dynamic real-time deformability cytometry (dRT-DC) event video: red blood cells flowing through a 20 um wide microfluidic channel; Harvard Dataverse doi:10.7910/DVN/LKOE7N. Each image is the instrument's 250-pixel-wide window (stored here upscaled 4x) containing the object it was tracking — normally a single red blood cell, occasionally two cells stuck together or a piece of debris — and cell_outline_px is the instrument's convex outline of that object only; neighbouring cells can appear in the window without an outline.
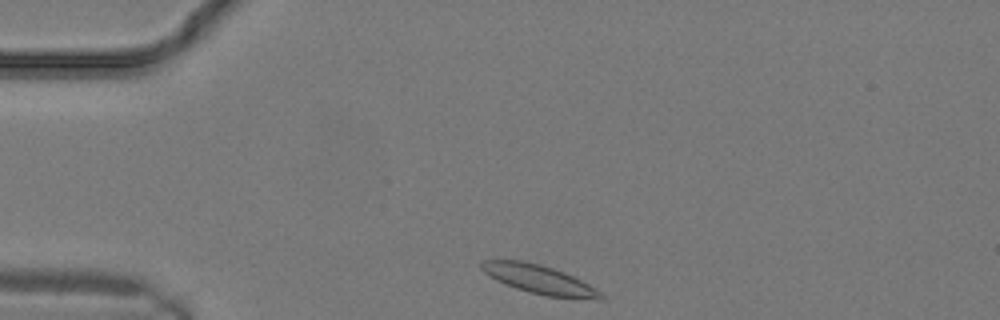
{"species": "common noctule bat (a hibernating species)", "species_latin": "Nyctalus noctula", "temperature_condition": "warm", "stored_images_in_passage": 3, "camera_frame_rate_fps": 3000, "um_per_image_px": 0.085, "animal": {"sex": "male", "body_mass_g": 19.2, "forearm_length_mm": 51.8}, "frame": {"image": 1, "passage_image": 1, "time_ms": 0.0, "image_size_px": [1000, 320], "cell_outline_px": [[604, 300], [600, 300], [548, 296], [528, 292], [516, 288], [496, 280], [484, 272], [480, 268], [480, 264], [484, 260], [520, 260], [540, 264], [564, 272], [596, 288], [604, 296]], "centroid_in_image_um": [45.84, 23.76], "position_along_channel_um": 39.2, "area_um2": 19.88}}